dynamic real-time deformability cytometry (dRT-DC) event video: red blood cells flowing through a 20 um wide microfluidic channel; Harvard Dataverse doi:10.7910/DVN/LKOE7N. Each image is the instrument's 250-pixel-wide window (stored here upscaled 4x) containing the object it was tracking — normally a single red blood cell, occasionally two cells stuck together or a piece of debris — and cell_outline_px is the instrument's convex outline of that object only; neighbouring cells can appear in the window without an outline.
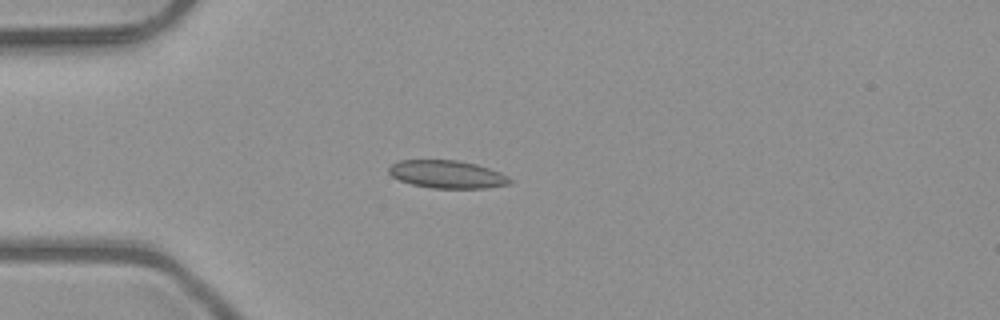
{"species": "common noctule bat (a hibernating species)", "species_latin": "Nyctalus noctula", "temperature_condition": "room temperature", "stored_images_in_passage": 4, "camera_frame_rate_fps": 3000, "um_per_image_px": 0.085, "animal": {"sex": "male", "body_mass_g": 23.1, "forearm_length_mm": 52.7}, "frame": {"image": 1, "passage_image": 4, "time_ms": 1.0, "image_size_px": [1000, 320], "cell_outline_px": [[512, 180], [508, 184], [484, 188], [432, 188], [412, 184], [400, 180], [392, 176], [388, 172], [388, 168], [392, 164], [400, 160], [460, 160], [476, 164], [500, 172], [508, 176]], "centroid_in_image_um": [38.0, 14.81], "position_along_channel_um": 47.0, "area_um2": 19.54}}